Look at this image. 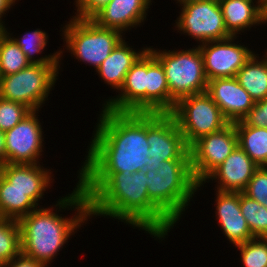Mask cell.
<instances>
[{"instance_id": "obj_34", "label": "cell", "mask_w": 267, "mask_h": 267, "mask_svg": "<svg viewBox=\"0 0 267 267\" xmlns=\"http://www.w3.org/2000/svg\"><path fill=\"white\" fill-rule=\"evenodd\" d=\"M111 0H78L76 2L77 15L75 18L91 19L98 11L106 6Z\"/></svg>"}, {"instance_id": "obj_1", "label": "cell", "mask_w": 267, "mask_h": 267, "mask_svg": "<svg viewBox=\"0 0 267 267\" xmlns=\"http://www.w3.org/2000/svg\"><path fill=\"white\" fill-rule=\"evenodd\" d=\"M90 216H110L161 239L174 223L149 199L145 170L130 173H80ZM161 237V238H160Z\"/></svg>"}, {"instance_id": "obj_17", "label": "cell", "mask_w": 267, "mask_h": 267, "mask_svg": "<svg viewBox=\"0 0 267 267\" xmlns=\"http://www.w3.org/2000/svg\"><path fill=\"white\" fill-rule=\"evenodd\" d=\"M150 3L151 0H111L91 20L102 28L123 33L129 27L143 22Z\"/></svg>"}, {"instance_id": "obj_3", "label": "cell", "mask_w": 267, "mask_h": 267, "mask_svg": "<svg viewBox=\"0 0 267 267\" xmlns=\"http://www.w3.org/2000/svg\"><path fill=\"white\" fill-rule=\"evenodd\" d=\"M62 209L67 206L77 209L73 218H62L53 209L36 208L18 221L21 230V250L26 257L32 258L44 266L49 264L57 252L67 242L71 233L90 217L88 198L82 187L77 185L74 192L62 198L56 206ZM52 211V212H51Z\"/></svg>"}, {"instance_id": "obj_19", "label": "cell", "mask_w": 267, "mask_h": 267, "mask_svg": "<svg viewBox=\"0 0 267 267\" xmlns=\"http://www.w3.org/2000/svg\"><path fill=\"white\" fill-rule=\"evenodd\" d=\"M0 173L13 184V187L23 191L37 205L52 179L49 171L37 164L5 163L0 167Z\"/></svg>"}, {"instance_id": "obj_32", "label": "cell", "mask_w": 267, "mask_h": 267, "mask_svg": "<svg viewBox=\"0 0 267 267\" xmlns=\"http://www.w3.org/2000/svg\"><path fill=\"white\" fill-rule=\"evenodd\" d=\"M243 193L267 207V167L255 171Z\"/></svg>"}, {"instance_id": "obj_33", "label": "cell", "mask_w": 267, "mask_h": 267, "mask_svg": "<svg viewBox=\"0 0 267 267\" xmlns=\"http://www.w3.org/2000/svg\"><path fill=\"white\" fill-rule=\"evenodd\" d=\"M241 121L248 126L267 128V98L255 102Z\"/></svg>"}, {"instance_id": "obj_16", "label": "cell", "mask_w": 267, "mask_h": 267, "mask_svg": "<svg viewBox=\"0 0 267 267\" xmlns=\"http://www.w3.org/2000/svg\"><path fill=\"white\" fill-rule=\"evenodd\" d=\"M258 168L246 152L237 146L206 179L218 178L217 191L242 193Z\"/></svg>"}, {"instance_id": "obj_20", "label": "cell", "mask_w": 267, "mask_h": 267, "mask_svg": "<svg viewBox=\"0 0 267 267\" xmlns=\"http://www.w3.org/2000/svg\"><path fill=\"white\" fill-rule=\"evenodd\" d=\"M175 104L161 62L147 49L146 113H170Z\"/></svg>"}, {"instance_id": "obj_30", "label": "cell", "mask_w": 267, "mask_h": 267, "mask_svg": "<svg viewBox=\"0 0 267 267\" xmlns=\"http://www.w3.org/2000/svg\"><path fill=\"white\" fill-rule=\"evenodd\" d=\"M236 247L241 251L243 267H267V238L254 237Z\"/></svg>"}, {"instance_id": "obj_4", "label": "cell", "mask_w": 267, "mask_h": 267, "mask_svg": "<svg viewBox=\"0 0 267 267\" xmlns=\"http://www.w3.org/2000/svg\"><path fill=\"white\" fill-rule=\"evenodd\" d=\"M145 174L149 199L175 224L198 189L191 160L162 161L157 171Z\"/></svg>"}, {"instance_id": "obj_11", "label": "cell", "mask_w": 267, "mask_h": 267, "mask_svg": "<svg viewBox=\"0 0 267 267\" xmlns=\"http://www.w3.org/2000/svg\"><path fill=\"white\" fill-rule=\"evenodd\" d=\"M177 28L203 43L223 40L227 32L218 0H204L181 5Z\"/></svg>"}, {"instance_id": "obj_14", "label": "cell", "mask_w": 267, "mask_h": 267, "mask_svg": "<svg viewBox=\"0 0 267 267\" xmlns=\"http://www.w3.org/2000/svg\"><path fill=\"white\" fill-rule=\"evenodd\" d=\"M206 93L230 123L242 120L255 104L250 94L235 77L209 80Z\"/></svg>"}, {"instance_id": "obj_10", "label": "cell", "mask_w": 267, "mask_h": 267, "mask_svg": "<svg viewBox=\"0 0 267 267\" xmlns=\"http://www.w3.org/2000/svg\"><path fill=\"white\" fill-rule=\"evenodd\" d=\"M238 146L235 122L223 129L204 135L190 148L191 168L194 179L200 187L206 178L218 168Z\"/></svg>"}, {"instance_id": "obj_18", "label": "cell", "mask_w": 267, "mask_h": 267, "mask_svg": "<svg viewBox=\"0 0 267 267\" xmlns=\"http://www.w3.org/2000/svg\"><path fill=\"white\" fill-rule=\"evenodd\" d=\"M216 214L219 225L229 241L238 245L253 239L240 210V193L217 191Z\"/></svg>"}, {"instance_id": "obj_21", "label": "cell", "mask_w": 267, "mask_h": 267, "mask_svg": "<svg viewBox=\"0 0 267 267\" xmlns=\"http://www.w3.org/2000/svg\"><path fill=\"white\" fill-rule=\"evenodd\" d=\"M227 32L235 36L254 24L267 22V13L253 0H218ZM253 4V5H252Z\"/></svg>"}, {"instance_id": "obj_7", "label": "cell", "mask_w": 267, "mask_h": 267, "mask_svg": "<svg viewBox=\"0 0 267 267\" xmlns=\"http://www.w3.org/2000/svg\"><path fill=\"white\" fill-rule=\"evenodd\" d=\"M59 64H30L0 77V97L38 111L55 84Z\"/></svg>"}, {"instance_id": "obj_25", "label": "cell", "mask_w": 267, "mask_h": 267, "mask_svg": "<svg viewBox=\"0 0 267 267\" xmlns=\"http://www.w3.org/2000/svg\"><path fill=\"white\" fill-rule=\"evenodd\" d=\"M238 146L258 167H267V128L245 125L241 120L235 122Z\"/></svg>"}, {"instance_id": "obj_37", "label": "cell", "mask_w": 267, "mask_h": 267, "mask_svg": "<svg viewBox=\"0 0 267 267\" xmlns=\"http://www.w3.org/2000/svg\"><path fill=\"white\" fill-rule=\"evenodd\" d=\"M5 164V135L0 130V167Z\"/></svg>"}, {"instance_id": "obj_8", "label": "cell", "mask_w": 267, "mask_h": 267, "mask_svg": "<svg viewBox=\"0 0 267 267\" xmlns=\"http://www.w3.org/2000/svg\"><path fill=\"white\" fill-rule=\"evenodd\" d=\"M170 114L189 147L200 137L217 132L230 123L206 92L179 99Z\"/></svg>"}, {"instance_id": "obj_24", "label": "cell", "mask_w": 267, "mask_h": 267, "mask_svg": "<svg viewBox=\"0 0 267 267\" xmlns=\"http://www.w3.org/2000/svg\"><path fill=\"white\" fill-rule=\"evenodd\" d=\"M256 57L253 54L235 76L255 102L267 98V56L262 61Z\"/></svg>"}, {"instance_id": "obj_36", "label": "cell", "mask_w": 267, "mask_h": 267, "mask_svg": "<svg viewBox=\"0 0 267 267\" xmlns=\"http://www.w3.org/2000/svg\"><path fill=\"white\" fill-rule=\"evenodd\" d=\"M16 0H0V30H6L5 26L2 24V16L6 14V10L10 9V6L15 3Z\"/></svg>"}, {"instance_id": "obj_15", "label": "cell", "mask_w": 267, "mask_h": 267, "mask_svg": "<svg viewBox=\"0 0 267 267\" xmlns=\"http://www.w3.org/2000/svg\"><path fill=\"white\" fill-rule=\"evenodd\" d=\"M147 50L138 58L127 72L122 92L114 99H109L104 109L114 112L146 113Z\"/></svg>"}, {"instance_id": "obj_23", "label": "cell", "mask_w": 267, "mask_h": 267, "mask_svg": "<svg viewBox=\"0 0 267 267\" xmlns=\"http://www.w3.org/2000/svg\"><path fill=\"white\" fill-rule=\"evenodd\" d=\"M37 206L25 192L13 187L0 173V218L19 220Z\"/></svg>"}, {"instance_id": "obj_35", "label": "cell", "mask_w": 267, "mask_h": 267, "mask_svg": "<svg viewBox=\"0 0 267 267\" xmlns=\"http://www.w3.org/2000/svg\"><path fill=\"white\" fill-rule=\"evenodd\" d=\"M1 267H45V266L42 263L32 258L26 257L21 253L19 256L14 257L9 262L2 264Z\"/></svg>"}, {"instance_id": "obj_22", "label": "cell", "mask_w": 267, "mask_h": 267, "mask_svg": "<svg viewBox=\"0 0 267 267\" xmlns=\"http://www.w3.org/2000/svg\"><path fill=\"white\" fill-rule=\"evenodd\" d=\"M147 49L137 53L122 40L96 71L105 83L120 90L127 72Z\"/></svg>"}, {"instance_id": "obj_2", "label": "cell", "mask_w": 267, "mask_h": 267, "mask_svg": "<svg viewBox=\"0 0 267 267\" xmlns=\"http://www.w3.org/2000/svg\"><path fill=\"white\" fill-rule=\"evenodd\" d=\"M80 173H135L149 163L147 113L103 109Z\"/></svg>"}, {"instance_id": "obj_28", "label": "cell", "mask_w": 267, "mask_h": 267, "mask_svg": "<svg viewBox=\"0 0 267 267\" xmlns=\"http://www.w3.org/2000/svg\"><path fill=\"white\" fill-rule=\"evenodd\" d=\"M47 35L45 32L36 29L32 33H26L21 39L13 38L15 43L23 51L27 60L30 64H59V58L61 56L60 52H55L54 55H46L45 57H40L39 59H33L34 53L42 52L47 45Z\"/></svg>"}, {"instance_id": "obj_5", "label": "cell", "mask_w": 267, "mask_h": 267, "mask_svg": "<svg viewBox=\"0 0 267 267\" xmlns=\"http://www.w3.org/2000/svg\"><path fill=\"white\" fill-rule=\"evenodd\" d=\"M148 49L161 62L170 96L176 102L183 97L206 92L208 79L199 47L171 52Z\"/></svg>"}, {"instance_id": "obj_27", "label": "cell", "mask_w": 267, "mask_h": 267, "mask_svg": "<svg viewBox=\"0 0 267 267\" xmlns=\"http://www.w3.org/2000/svg\"><path fill=\"white\" fill-rule=\"evenodd\" d=\"M21 253L19 221L10 218H0V265L9 262Z\"/></svg>"}, {"instance_id": "obj_6", "label": "cell", "mask_w": 267, "mask_h": 267, "mask_svg": "<svg viewBox=\"0 0 267 267\" xmlns=\"http://www.w3.org/2000/svg\"><path fill=\"white\" fill-rule=\"evenodd\" d=\"M65 41L76 59L93 65L96 70L123 40L121 32L102 28L91 19H71L65 25Z\"/></svg>"}, {"instance_id": "obj_29", "label": "cell", "mask_w": 267, "mask_h": 267, "mask_svg": "<svg viewBox=\"0 0 267 267\" xmlns=\"http://www.w3.org/2000/svg\"><path fill=\"white\" fill-rule=\"evenodd\" d=\"M240 210L253 237L267 238V207L240 193Z\"/></svg>"}, {"instance_id": "obj_13", "label": "cell", "mask_w": 267, "mask_h": 267, "mask_svg": "<svg viewBox=\"0 0 267 267\" xmlns=\"http://www.w3.org/2000/svg\"><path fill=\"white\" fill-rule=\"evenodd\" d=\"M5 163L37 164L42 152V129L36 116L31 111L15 127L4 132Z\"/></svg>"}, {"instance_id": "obj_31", "label": "cell", "mask_w": 267, "mask_h": 267, "mask_svg": "<svg viewBox=\"0 0 267 267\" xmlns=\"http://www.w3.org/2000/svg\"><path fill=\"white\" fill-rule=\"evenodd\" d=\"M30 112L27 106L0 97V130H11Z\"/></svg>"}, {"instance_id": "obj_26", "label": "cell", "mask_w": 267, "mask_h": 267, "mask_svg": "<svg viewBox=\"0 0 267 267\" xmlns=\"http://www.w3.org/2000/svg\"><path fill=\"white\" fill-rule=\"evenodd\" d=\"M9 34L6 30H0V77L17 73L30 65Z\"/></svg>"}, {"instance_id": "obj_39", "label": "cell", "mask_w": 267, "mask_h": 267, "mask_svg": "<svg viewBox=\"0 0 267 267\" xmlns=\"http://www.w3.org/2000/svg\"><path fill=\"white\" fill-rule=\"evenodd\" d=\"M178 2H180V4H187L190 2H197V1H204V0H177Z\"/></svg>"}, {"instance_id": "obj_38", "label": "cell", "mask_w": 267, "mask_h": 267, "mask_svg": "<svg viewBox=\"0 0 267 267\" xmlns=\"http://www.w3.org/2000/svg\"><path fill=\"white\" fill-rule=\"evenodd\" d=\"M258 5L267 13V0H258Z\"/></svg>"}, {"instance_id": "obj_9", "label": "cell", "mask_w": 267, "mask_h": 267, "mask_svg": "<svg viewBox=\"0 0 267 267\" xmlns=\"http://www.w3.org/2000/svg\"><path fill=\"white\" fill-rule=\"evenodd\" d=\"M147 143L149 163L145 170L157 171L162 161L191 160L190 148L170 113H147Z\"/></svg>"}, {"instance_id": "obj_12", "label": "cell", "mask_w": 267, "mask_h": 267, "mask_svg": "<svg viewBox=\"0 0 267 267\" xmlns=\"http://www.w3.org/2000/svg\"><path fill=\"white\" fill-rule=\"evenodd\" d=\"M235 36L199 45L208 81L215 78H233L254 54L245 46L232 43ZM211 44V45H210Z\"/></svg>"}]
</instances>
